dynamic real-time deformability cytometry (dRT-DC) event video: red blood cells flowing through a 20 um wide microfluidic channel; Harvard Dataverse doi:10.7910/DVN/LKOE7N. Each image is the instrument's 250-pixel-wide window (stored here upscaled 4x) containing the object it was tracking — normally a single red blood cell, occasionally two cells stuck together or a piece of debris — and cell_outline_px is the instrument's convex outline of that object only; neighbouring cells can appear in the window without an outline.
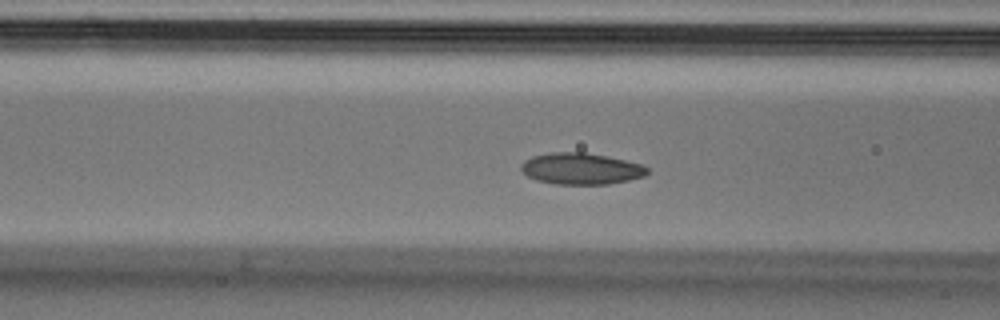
{"species": "Egyptian fruit bat (a non-hibernating species)", "species_latin": "Rousettus aegyptiacus", "temperature_condition": "cold", "stored_images_in_passage": 53, "camera_frame_rate_fps": 3000, "um_per_image_px": 0.085, "animal": {"sex": "male"}, "frame": {"image": 1, "passage_image": 19, "time_ms": 6.0, "image_size_px": [1000, 320], "cell_outline_px": [[648, 172], [644, 176], [628, 180], [608, 184], [556, 184], [536, 180], [528, 176], [520, 168], [520, 164], [524, 160], [532, 156], [548, 152], [584, 152], [608, 156], [640, 164], [648, 168]], "centroid_in_image_um": [49.35, 14.33], "position_along_channel_um": 117.2, "area_um2": 23.12}}
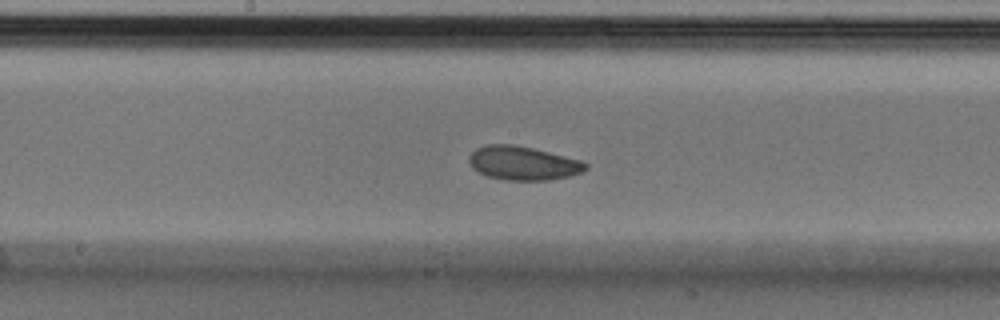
{"frame": {"image": 2, "passage_image": 26, "time_ms": 8.333, "image_size_px": [1000, 320], "cell_outline_px": [[588, 168], [580, 172], [568, 176], [548, 180], [504, 180], [488, 176], [472, 168], [468, 160], [468, 156], [476, 148], [488, 144], [512, 144], [532, 148], [580, 160], [588, 164]], "centroid_in_image_um": [44.42, 13.86], "position_along_channel_um": 203.8, "area_um2": 22.77}}
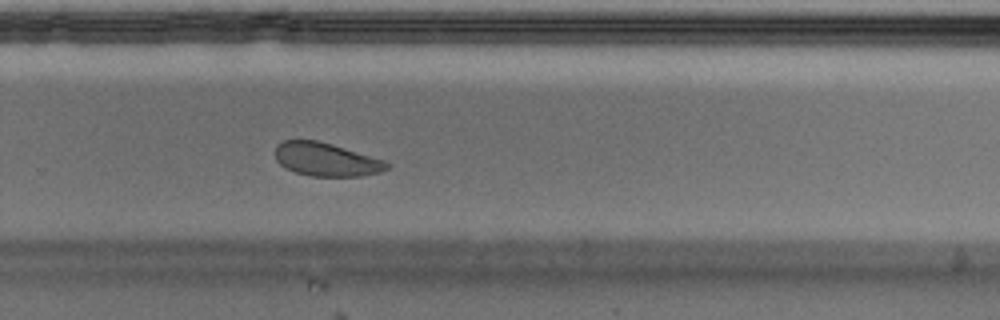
{"frame": {"image": 3, "passage_image": 34, "time_ms": 11.0, "image_size_px": [1000, 320], "cell_outline_px": [[388, 168], [380, 172], [360, 176], [308, 176], [284, 168], [276, 160], [276, 144], [284, 140], [316, 140], [332, 144], [384, 160], [388, 164]], "centroid_in_image_um": [27.68, 13.55], "position_along_channel_um": 302.1, "area_um2": 21.62}, "authors_computed_cell_mechanics": {"area_um2": 22.9466, "velocity_mm_per_s": 3.7039, "shape_relaxation_time_tau1_ms": 2.583, "shape_relaxation_time_tau2_ms": 4.3464, "deformation_change_tau1": 0.0757, "deformation_change_tau2": 0.0845}}